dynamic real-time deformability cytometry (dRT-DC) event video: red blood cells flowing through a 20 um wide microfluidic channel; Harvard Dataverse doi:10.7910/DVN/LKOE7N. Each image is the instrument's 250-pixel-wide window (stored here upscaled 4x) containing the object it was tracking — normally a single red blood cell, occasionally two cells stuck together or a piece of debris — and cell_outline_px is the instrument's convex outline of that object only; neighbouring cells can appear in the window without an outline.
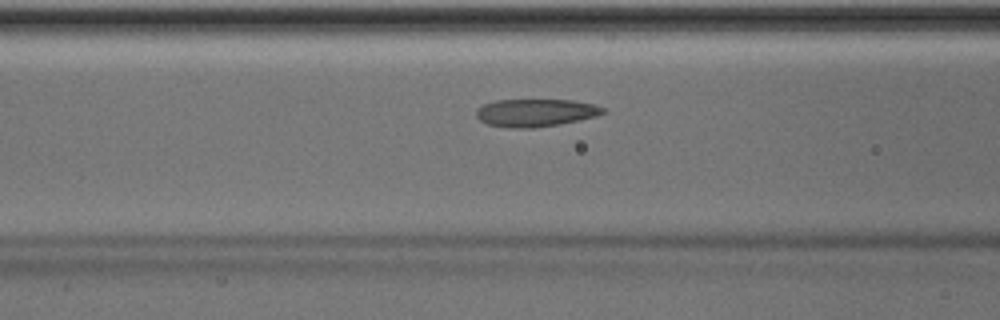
{"species": "Egyptian fruit bat (a non-hibernating species)", "species_latin": "Rousettus aegyptiacus", "temperature_condition": "room temperature", "stored_images_in_passage": 45, "camera_frame_rate_fps": 3000, "um_per_image_px": 0.085, "animal": {"sex": "male"}, "frame": {"image": 1, "passage_image": 15, "time_ms": 4.667, "image_size_px": [1000, 320], "cell_outline_px": [[604, 112], [596, 116], [560, 124], [536, 128], [508, 128], [488, 124], [480, 120], [476, 116], [476, 108], [484, 104], [496, 100], [572, 100], [592, 104], [604, 108]], "centroid_in_image_um": [45.48, 9.59], "position_along_channel_um": 121.1, "area_um2": 20.4}}
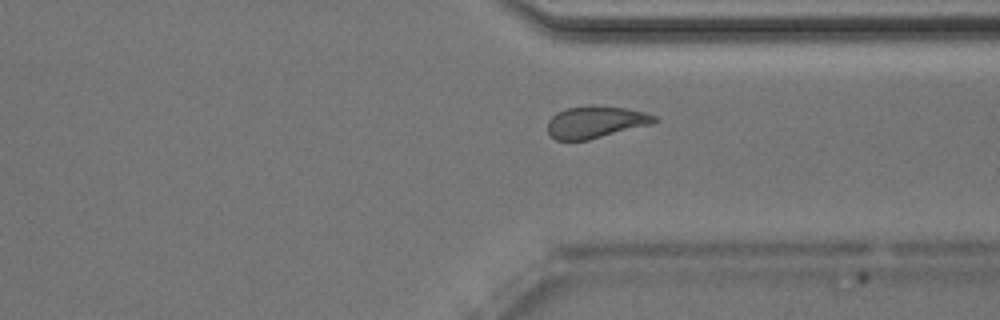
{"frame": {"image": 2, "passage_image": 33, "time_ms": 10.667, "image_size_px": [1000, 320], "cell_outline_px": [[660, 120], [656, 124], [588, 140], [556, 140], [548, 132], [548, 120], [556, 112], [564, 108], [624, 108], [644, 112], [656, 116]], "centroid_in_image_um": [50.68, 10.42], "position_along_channel_um": 360.7, "area_um2": 19.54}}
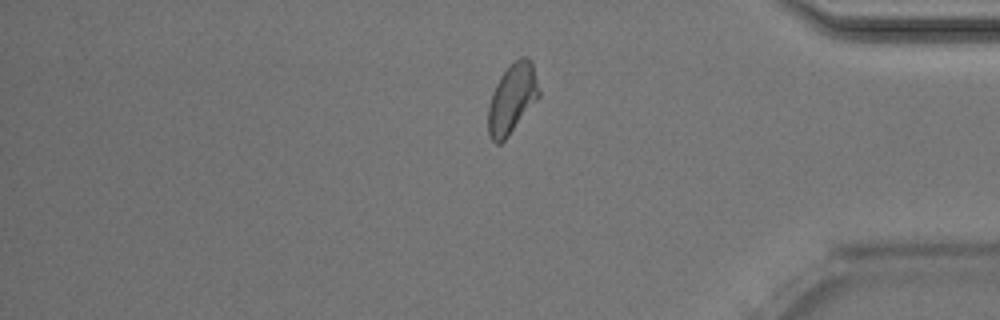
{"frame": {"image": 3, "passage_image": 37, "time_ms": 12.0, "image_size_px": [1000, 320], "cell_outline_px": [[540, 96], [508, 136], [500, 144], [496, 144], [488, 136], [488, 108], [492, 92], [500, 76], [520, 56], [524, 56], [532, 60], [540, 92]], "centroid_in_image_um": [43.53, 8.39], "position_along_channel_um": 391.7, "area_um2": 20.52}, "authors_computed_cell_mechanics": {"area_um2": 20.4034, "velocity_mm_per_s": 3.9906, "shape_relaxation_time_tau1_ms": 4.7025, "shape_relaxation_time_tau2_ms": 1.3819, "deformation_change_tau1": 0.1472, "deformation_change_tau2": 0.0798}}